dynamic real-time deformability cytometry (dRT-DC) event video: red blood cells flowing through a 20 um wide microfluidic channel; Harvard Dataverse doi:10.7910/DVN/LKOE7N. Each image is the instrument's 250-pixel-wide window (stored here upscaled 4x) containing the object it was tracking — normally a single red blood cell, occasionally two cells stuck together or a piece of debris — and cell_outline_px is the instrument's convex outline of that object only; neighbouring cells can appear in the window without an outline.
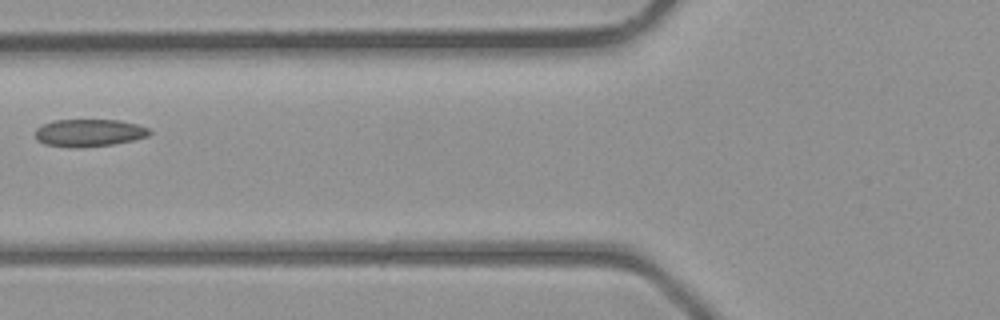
{"species": "common noctule bat (a hibernating species)", "species_latin": "Nyctalus noctula", "temperature_condition": "room temperature", "stored_images_in_passage": 6, "camera_frame_rate_fps": 3000, "um_per_image_px": 0.085, "animal": {"sex": "male", "body_mass_g": 23.1, "forearm_length_mm": 52.7}, "frame": {"image": 1, "passage_image": 6, "time_ms": 6.667, "image_size_px": [1000, 320], "cell_outline_px": [[152, 132], [148, 136], [132, 140], [112, 144], [80, 148], [76, 148], [44, 144], [36, 140], [36, 128], [44, 124], [56, 120], [120, 120], [140, 124], [148, 128]], "centroid_in_image_um": [7.59, 11.29], "position_along_channel_um": 118.2, "area_um2": 18.32}}